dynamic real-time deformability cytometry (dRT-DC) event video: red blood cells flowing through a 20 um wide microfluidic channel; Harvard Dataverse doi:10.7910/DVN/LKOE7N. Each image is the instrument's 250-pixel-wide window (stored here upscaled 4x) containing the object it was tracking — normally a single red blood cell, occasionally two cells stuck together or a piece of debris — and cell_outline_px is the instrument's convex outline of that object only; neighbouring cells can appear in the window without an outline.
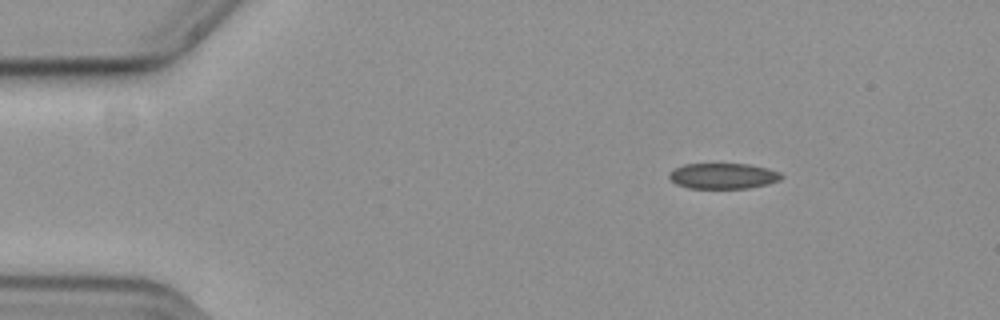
{"species": "common noctule bat (a hibernating species)", "species_latin": "Nyctalus noctula", "temperature_condition": "cold", "stored_images_in_passage": 13, "camera_frame_rate_fps": 3000, "um_per_image_px": 0.085, "animal": {"sex": "female", "body_mass_g": 19.3, "forearm_length_mm": 54.1}, "frame": {"image": 1, "passage_image": 1, "time_ms": 0.0, "image_size_px": [1000, 320], "cell_outline_px": [[784, 176], [780, 180], [748, 188], [688, 188], [676, 184], [668, 176], [668, 172], [684, 164], [748, 164], [768, 168], [780, 172]], "centroid_in_image_um": [61.45, 14.95], "position_along_channel_um": 23.5, "area_um2": 16.7}}
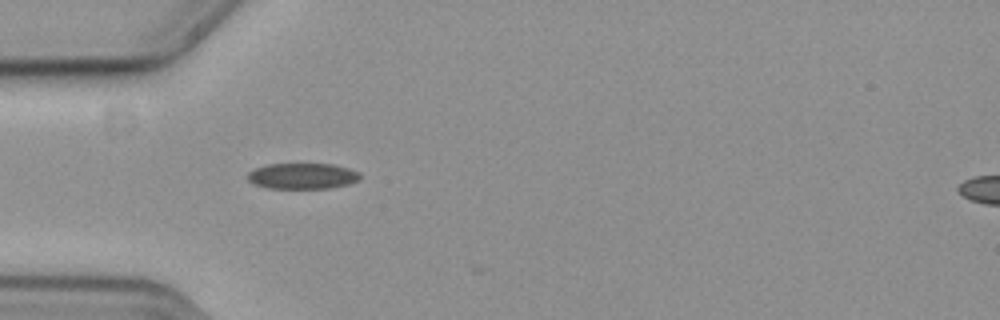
{"frame": {"image": 2, "passage_image": 10, "time_ms": 3.0, "image_size_px": [1000, 320], "cell_outline_px": [[360, 180], [348, 184], [328, 188], [268, 188], [252, 184], [248, 180], [248, 172], [264, 164], [332, 164], [348, 168], [360, 172]], "centroid_in_image_um": [25.7, 14.96], "position_along_channel_um": 59.3, "area_um2": 16.99}}